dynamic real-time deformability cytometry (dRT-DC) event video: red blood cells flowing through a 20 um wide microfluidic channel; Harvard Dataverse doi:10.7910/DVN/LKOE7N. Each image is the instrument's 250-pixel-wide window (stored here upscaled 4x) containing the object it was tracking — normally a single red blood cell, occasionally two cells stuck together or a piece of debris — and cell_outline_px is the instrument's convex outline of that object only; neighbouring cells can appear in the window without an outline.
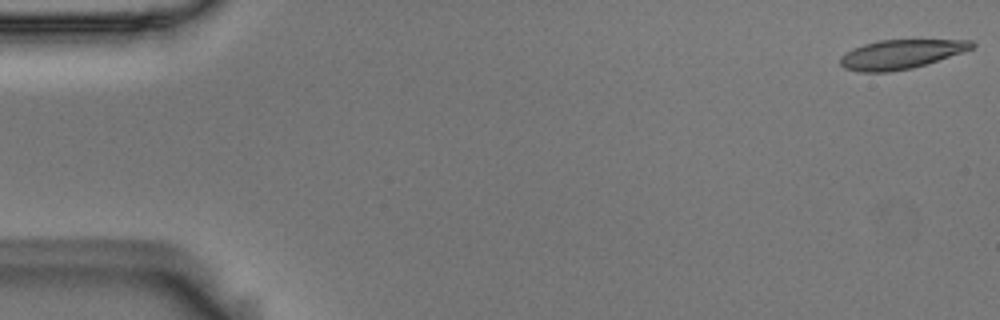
{"species": "Egyptian fruit bat (a non-hibernating species)", "species_latin": "Rousettus aegyptiacus", "temperature_condition": "room temperature", "stored_images_in_passage": 54, "camera_frame_rate_fps": 3000, "um_per_image_px": 0.085, "animal": {"sex": "male"}, "frame": {"image": 1, "passage_image": 1, "time_ms": 0.0, "image_size_px": [1000, 320], "cell_outline_px": [[976, 44], [972, 48], [912, 68], [888, 72], [860, 72], [844, 68], [840, 64], [840, 56], [852, 48], [864, 44], [880, 40], [972, 40]], "centroid_in_image_um": [76.5, 4.61], "position_along_channel_um": 8.5, "area_um2": 22.02}}
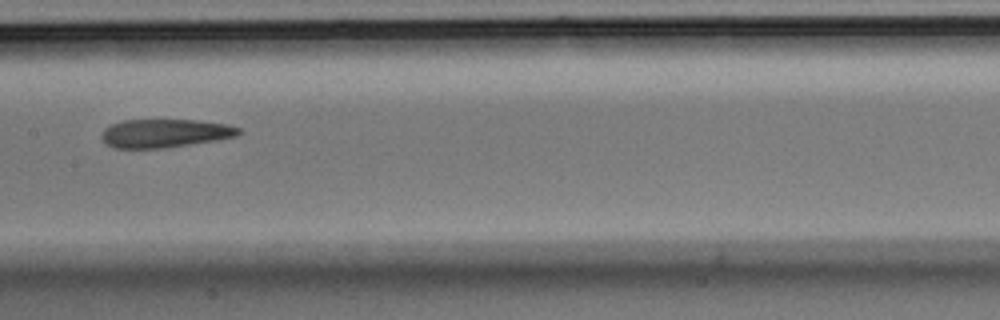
{"frame": {"image": 2, "passage_image": 27, "time_ms": 8.667, "image_size_px": [1000, 320], "cell_outline_px": [[240, 132], [236, 136], [216, 140], [164, 148], [112, 148], [100, 136], [104, 128], [112, 124], [124, 120], [196, 120], [228, 124], [240, 128]], "centroid_in_image_um": [14.0, 11.32], "position_along_channel_um": 193.4, "area_um2": 22.6}}
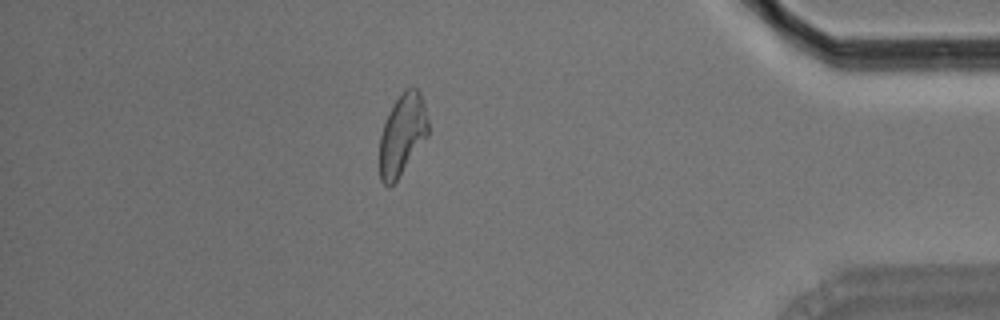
{"frame": {"image": 3, "passage_image": 47, "time_ms": 15.333, "image_size_px": [1000, 320], "cell_outline_px": [[428, 136], [396, 180], [388, 188], [380, 180], [380, 136], [388, 112], [404, 88], [416, 88], [420, 92], [424, 100], [428, 120]], "centroid_in_image_um": [34.2, 11.41], "position_along_channel_um": 401.0, "area_um2": 22.89}, "authors_computed_cell_mechanics": {"area_um2": 23.6402, "velocity_mm_per_s": 3.7107, "shape_relaxation_time_tau1_ms": 10.2088, "shape_relaxation_time_tau2_ms": 3.1616, "deformation_change_tau1": 0.2139, "deformation_change_tau2": 0.1205}}